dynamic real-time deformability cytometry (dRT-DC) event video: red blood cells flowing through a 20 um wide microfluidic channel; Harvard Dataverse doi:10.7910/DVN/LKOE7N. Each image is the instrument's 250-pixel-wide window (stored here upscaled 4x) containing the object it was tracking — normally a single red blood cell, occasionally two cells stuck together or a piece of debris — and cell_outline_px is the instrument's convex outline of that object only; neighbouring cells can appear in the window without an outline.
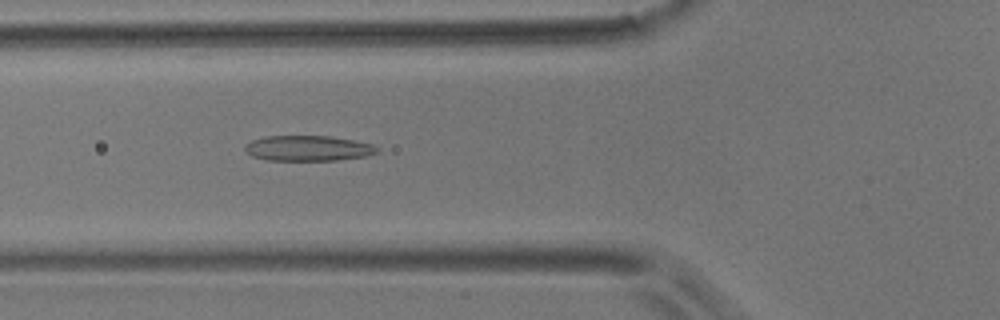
{"species": "common noctule bat (a hibernating species)", "species_latin": "Nyctalus noctula", "temperature_condition": "room temperature", "stored_images_in_passage": 55, "camera_frame_rate_fps": 3000, "um_per_image_px": 0.085, "animal": {"sex": "male", "body_mass_g": 17.9}, "frame": {"image": 1, "passage_image": 20, "time_ms": 6.333, "image_size_px": [1000, 320], "cell_outline_px": [[380, 148], [376, 152], [368, 156], [336, 160], [264, 160], [252, 156], [244, 152], [244, 144], [252, 140], [264, 136], [332, 136], [372, 144]], "centroid_in_image_um": [26.14, 12.6], "position_along_channel_um": 99.7, "area_um2": 19.71}}
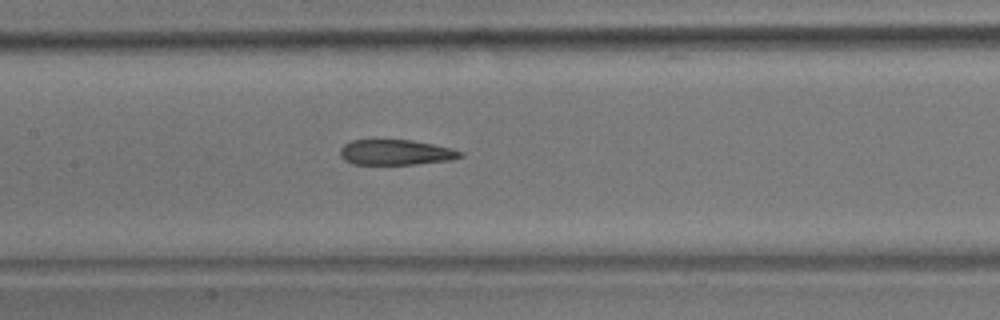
{"frame": {"image": 2, "passage_image": 26, "time_ms": 8.333, "image_size_px": [1000, 320], "cell_outline_px": [[464, 156], [452, 160], [416, 164], [352, 164], [344, 160], [340, 156], [340, 148], [344, 144], [352, 140], [412, 140], [452, 148], [464, 152]], "centroid_in_image_um": [33.66, 12.95], "position_along_channel_um": 173.7, "area_um2": 17.86}}
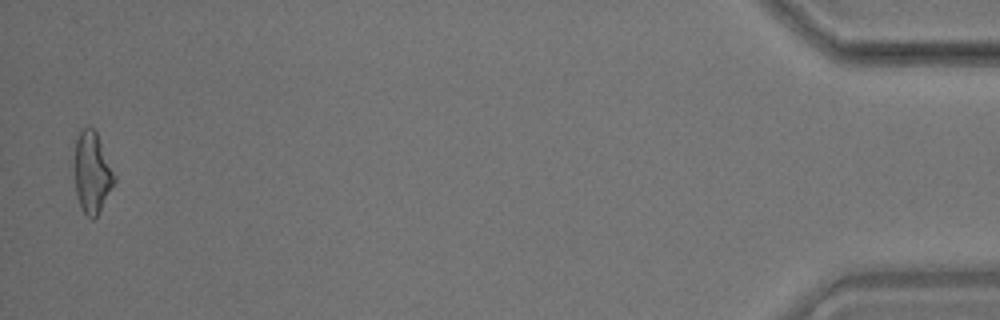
{"frame": {"image": 3, "passage_image": 54, "time_ms": 17.667, "image_size_px": [1000, 320], "cell_outline_px": [[116, 180], [96, 216], [92, 220], [84, 212], [76, 196], [72, 164], [76, 140], [80, 128], [92, 128], [96, 132], [116, 176]], "centroid_in_image_um": [7.78, 14.64], "position_along_channel_um": 427.4, "area_um2": 19.02}, "authors_computed_cell_mechanics": {"area_um2": 19.363, "velocity_mm_per_s": 3.6761, "shape_relaxation_time_tau1_ms": null, "shape_relaxation_time_tau2_ms": 2.7117, "deformation_change_tau1": null, "deformation_change_tau2": 0.1317}}